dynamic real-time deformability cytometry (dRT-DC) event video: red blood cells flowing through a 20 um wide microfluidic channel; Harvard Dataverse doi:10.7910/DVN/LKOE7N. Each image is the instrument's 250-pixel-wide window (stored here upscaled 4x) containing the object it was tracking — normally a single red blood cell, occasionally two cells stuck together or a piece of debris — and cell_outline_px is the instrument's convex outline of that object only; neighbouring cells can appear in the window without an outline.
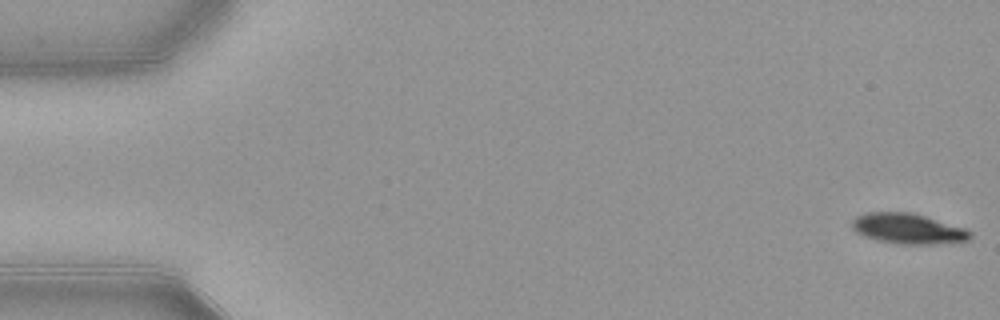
{"species": "common noctule bat (a hibernating species)", "species_latin": "Nyctalus noctula", "temperature_condition": "warm", "stored_images_in_passage": 53, "camera_frame_rate_fps": 3000, "um_per_image_px": 0.085, "animal": {"sex": "female", "body_mass_g": 21.9}, "frame": {"image": 1, "passage_image": 1, "time_ms": 0.0, "image_size_px": [1000, 320], "cell_outline_px": [[972, 236], [968, 240], [932, 244], [900, 244], [880, 240], [864, 236], [856, 232], [852, 228], [852, 220], [856, 216], [864, 212], [912, 212], [964, 228], [972, 232]], "centroid_in_image_um": [77.15, 19.42], "position_along_channel_um": 7.8, "area_um2": 20.75}}
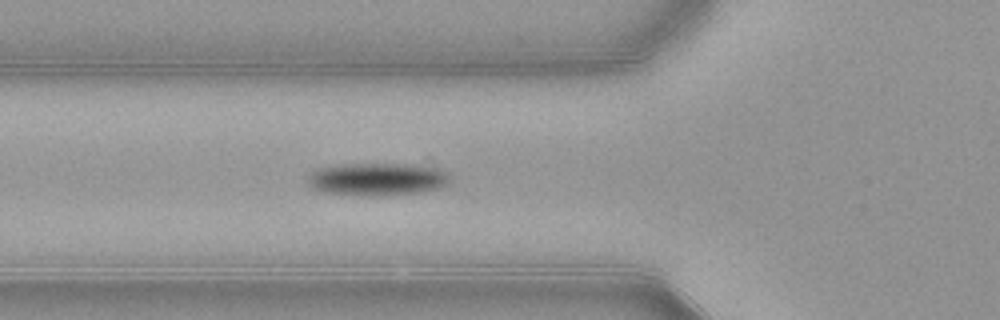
{"frame": {"image": 2, "passage_image": 19, "time_ms": 6.0, "image_size_px": [1000, 320], "cell_outline_px": [[452, 180], [448, 184], [440, 188], [420, 192], [388, 196], [372, 196], [324, 192], [312, 188], [308, 184], [308, 176], [312, 172], [320, 168], [340, 164], [412, 164], [436, 168], [448, 172], [452, 176]], "centroid_in_image_um": [32.13, 15.23], "position_along_channel_um": 93.7, "area_um2": 27.4}}
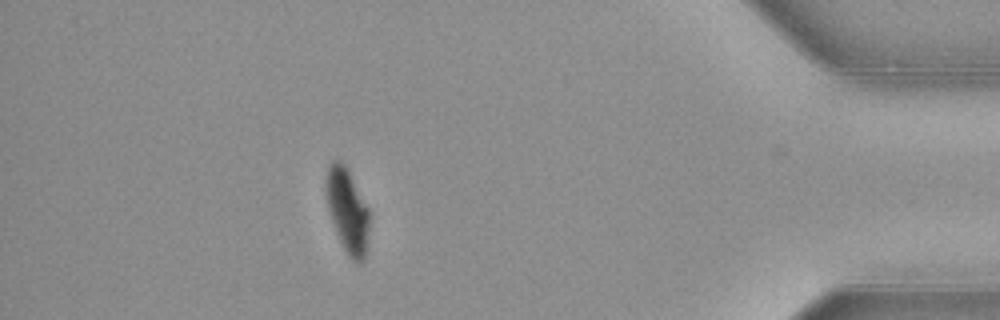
{"frame": {"image": 3, "passage_image": 47, "time_ms": 15.333, "image_size_px": [1000, 320], "cell_outline_px": [[368, 232], [364, 260], [360, 264], [352, 260], [348, 256], [340, 240], [332, 220], [328, 208], [324, 188], [324, 176], [328, 164], [332, 160], [340, 160], [348, 168], [368, 208]], "centroid_in_image_um": [29.49, 17.82], "position_along_channel_um": 405.7, "area_um2": 21.33}, "authors_computed_cell_mechanics": {"area_um2": 23.3512, "velocity_mm_per_s": 3.886, "shape_relaxation_time_tau1_ms": 2.1254, "shape_relaxation_time_tau2_ms": null, "deformation_change_tau1": 0.1331, "deformation_change_tau2": null}}